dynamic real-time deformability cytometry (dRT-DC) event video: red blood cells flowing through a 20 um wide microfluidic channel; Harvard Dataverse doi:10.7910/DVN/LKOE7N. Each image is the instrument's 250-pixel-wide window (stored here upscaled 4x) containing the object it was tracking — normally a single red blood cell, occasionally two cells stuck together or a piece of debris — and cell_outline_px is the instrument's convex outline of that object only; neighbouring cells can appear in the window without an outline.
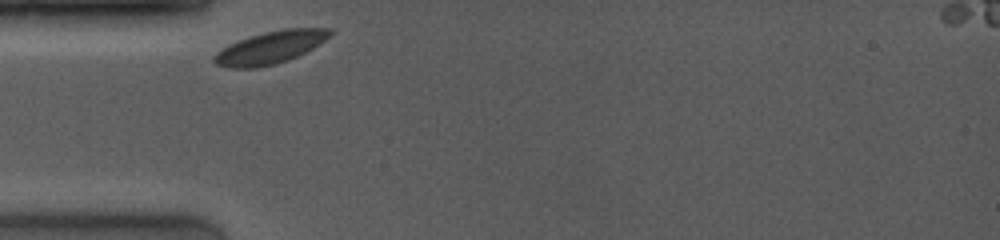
{"species": "common noctule bat (a hibernating species)", "species_latin": "Nyctalus noctula", "temperature_condition": "room temperature", "stored_images_in_passage": 21, "camera_frame_rate_fps": 4000, "um_per_image_px": 0.085, "animal": {"sex": "female", "body_mass_g": 19.0, "forearm_length_mm": 53.3}, "frame": {"image": 1, "passage_image": 1, "time_ms": 0.0, "image_size_px": [1000, 240], "cell_outline_px": [[332, 36], [312, 48], [288, 60], [276, 64], [256, 68], [228, 68], [216, 64], [212, 60], [212, 56], [216, 52], [248, 36], [264, 32], [284, 28], [332, 28]], "centroid_in_image_um": [22.98, 4.03], "position_along_channel_um": 62.0, "area_um2": 21.91}}
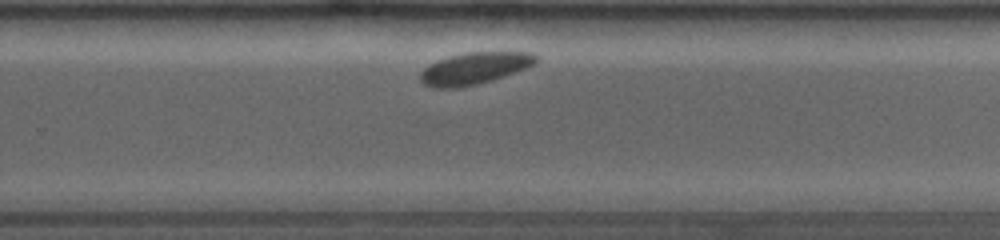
{"frame": {"image": 2, "passage_image": 14, "time_ms": 6.25, "image_size_px": [1000, 240], "cell_outline_px": [[536, 60], [528, 68], [492, 80], [476, 84], [452, 88], [432, 88], [424, 84], [420, 80], [420, 72], [428, 64], [436, 60], [448, 56], [464, 52], [532, 52], [536, 56]], "centroid_in_image_um": [40.28, 5.8], "position_along_channel_um": 289.5, "area_um2": 21.5}}
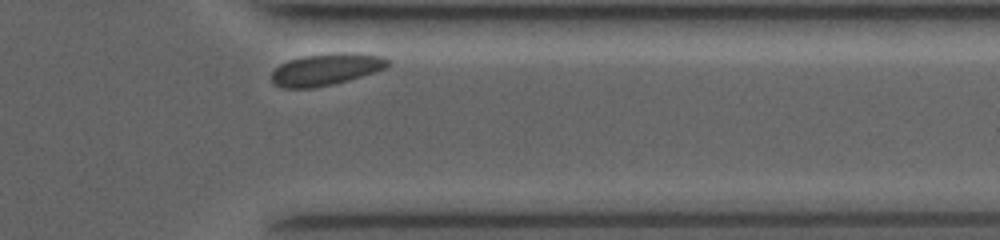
{"frame": {"image": 3, "passage_image": 20, "time_ms": 8.75, "image_size_px": [1000, 240], "cell_outline_px": [[392, 60], [384, 68], [376, 72], [348, 80], [332, 84], [312, 88], [284, 88], [272, 84], [272, 72], [280, 64], [288, 60], [304, 56], [332, 52], [356, 52], [384, 56]], "centroid_in_image_um": [27.74, 5.88], "position_along_channel_um": 383.7, "area_um2": 21.85}, "authors_computed_cell_mechanics": {"area_um2": 21.9062, "velocity_mm_per_s": 3.6993, "shape_relaxation_time_tau1_ms": 0.3056, "shape_relaxation_time_tau2_ms": 0.9283, "deformation_change_tau1": 0.0298, "deformation_change_tau2": 0.0259}}